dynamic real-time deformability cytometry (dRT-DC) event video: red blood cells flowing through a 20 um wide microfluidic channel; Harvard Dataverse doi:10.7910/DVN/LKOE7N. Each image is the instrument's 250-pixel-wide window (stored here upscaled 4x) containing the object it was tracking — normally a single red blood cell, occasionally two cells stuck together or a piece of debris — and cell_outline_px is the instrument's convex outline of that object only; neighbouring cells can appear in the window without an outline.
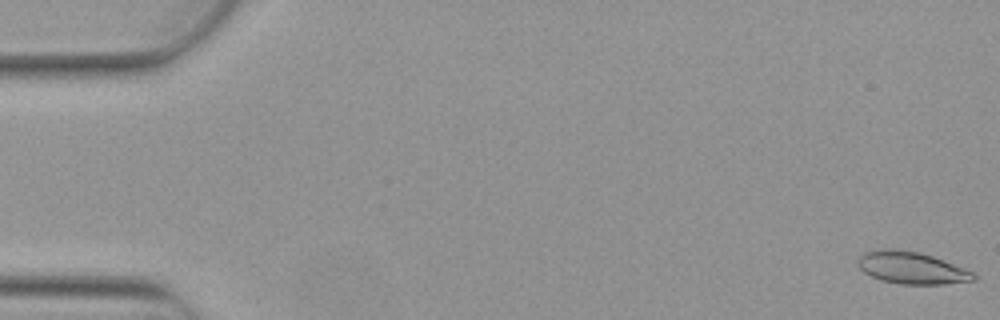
{"species": "Egyptian fruit bat (a non-hibernating species)", "species_latin": "Rousettus aegyptiacus", "temperature_condition": "warm", "stored_images_in_passage": 5, "camera_frame_rate_fps": 3000, "um_per_image_px": 0.085, "animal": {"sex": "female"}, "frame": {"image": 1, "passage_image": 1, "time_ms": 0.0, "image_size_px": [1000, 320], "cell_outline_px": [[976, 280], [944, 284], [904, 284], [880, 280], [864, 272], [856, 264], [856, 260], [864, 252], [880, 248], [896, 248], [920, 252], [932, 256], [964, 268], [972, 272], [976, 276]], "centroid_in_image_um": [77.44, 22.75], "position_along_channel_um": 7.6, "area_um2": 21.73}}
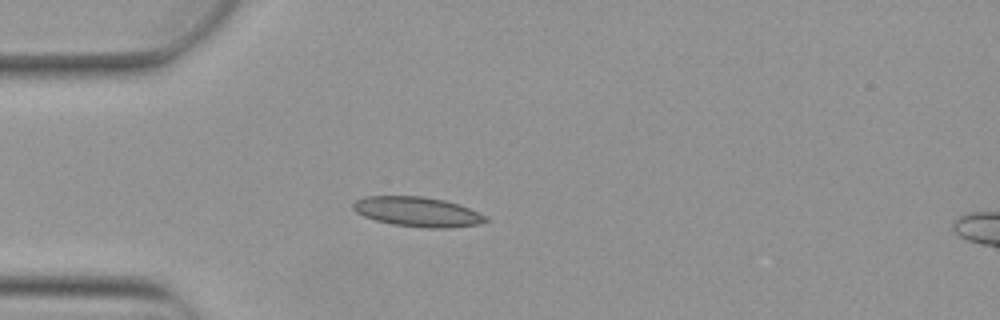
{"frame": {"image": 2, "passage_image": 5, "time_ms": 1.333, "image_size_px": [1000, 320], "cell_outline_px": [[488, 220], [480, 224], [448, 228], [428, 228], [392, 224], [376, 220], [364, 216], [356, 212], [352, 208], [352, 204], [356, 200], [364, 196], [424, 196], [444, 200], [460, 204], [488, 216]], "centroid_in_image_um": [35.51, 18.0], "position_along_channel_um": 49.5, "area_um2": 23.12}}